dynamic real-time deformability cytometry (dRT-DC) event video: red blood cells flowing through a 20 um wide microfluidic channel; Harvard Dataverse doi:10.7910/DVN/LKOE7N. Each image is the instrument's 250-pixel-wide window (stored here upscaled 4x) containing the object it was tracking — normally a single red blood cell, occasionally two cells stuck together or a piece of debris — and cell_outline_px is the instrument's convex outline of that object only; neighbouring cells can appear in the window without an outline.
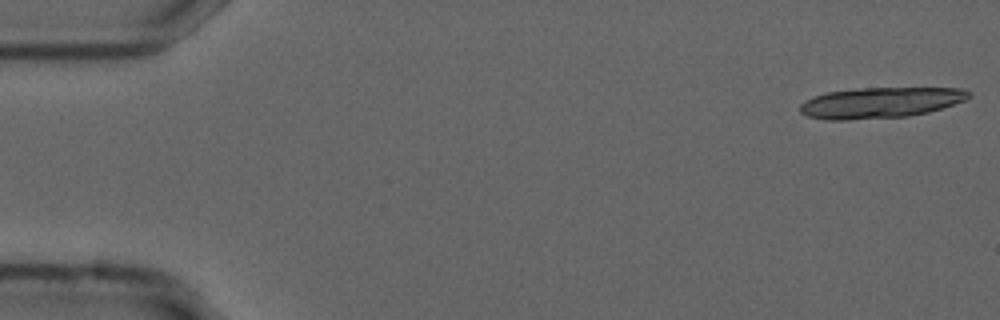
{"species": "common noctule bat (a hibernating species)", "species_latin": "Nyctalus noctula", "temperature_condition": "cold", "stored_images_in_passage": 15, "camera_frame_rate_fps": 3000, "um_per_image_px": 0.085, "animal": {"sex": "male", "forearm_length_mm": 52.5}, "frame": {"image": 1, "passage_image": 1, "time_ms": 0.0, "image_size_px": [1000, 320], "cell_outline_px": [[972, 96], [964, 100], [928, 112], [908, 116], [848, 120], [824, 120], [808, 116], [800, 112], [800, 104], [804, 100], [828, 92], [856, 88], [960, 88], [972, 92]], "centroid_in_image_um": [74.81, 8.72], "position_along_channel_um": 10.2, "area_um2": 30.17}}